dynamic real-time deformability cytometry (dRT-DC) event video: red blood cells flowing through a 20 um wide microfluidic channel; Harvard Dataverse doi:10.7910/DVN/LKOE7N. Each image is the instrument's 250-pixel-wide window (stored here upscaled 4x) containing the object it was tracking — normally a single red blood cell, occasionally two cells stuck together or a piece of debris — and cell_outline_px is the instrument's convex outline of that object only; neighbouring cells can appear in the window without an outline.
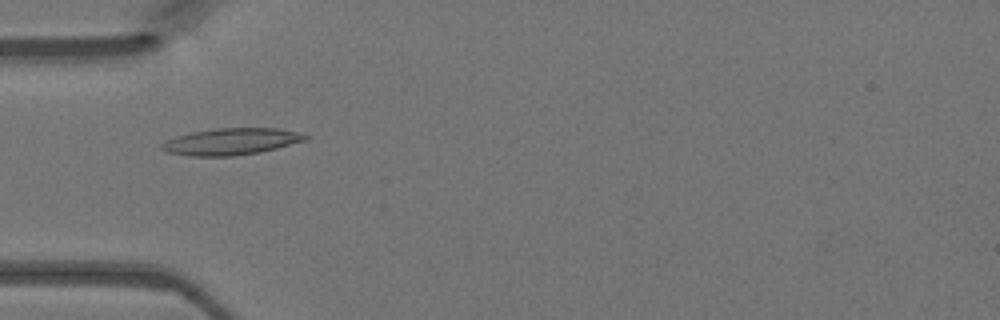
{"species": "Egyptian fruit bat (a non-hibernating species)", "species_latin": "Rousettus aegyptiacus", "temperature_condition": "warm", "stored_images_in_passage": 20, "camera_frame_rate_fps": 3000, "um_per_image_px": 0.085, "animal": {"sex": "female"}, "frame": {"image": 1, "passage_image": 15, "time_ms": 4.667, "image_size_px": [1000, 320], "cell_outline_px": [[308, 140], [260, 152], [236, 156], [192, 156], [168, 152], [160, 148], [160, 144], [176, 136], [192, 132], [216, 128], [276, 128], [300, 132], [308, 136]], "centroid_in_image_um": [19.68, 12.03], "position_along_channel_um": 65.3, "area_um2": 22.31}}
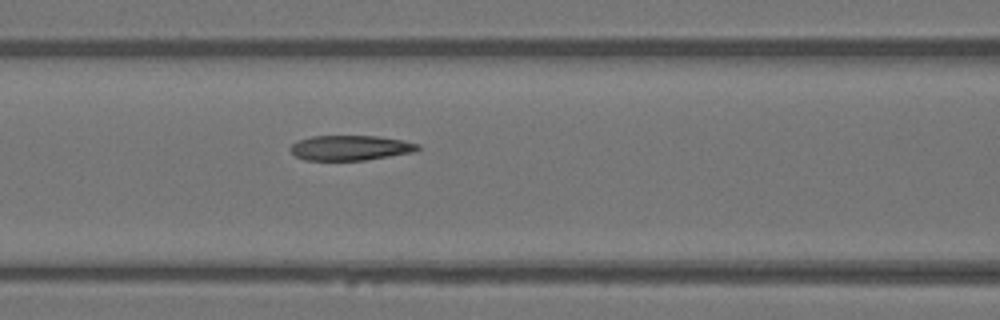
{"frame": {"image": 2, "passage_image": 20, "time_ms": 6.333, "image_size_px": [1000, 320], "cell_outline_px": [[420, 148], [412, 152], [364, 160], [304, 160], [296, 156], [292, 152], [292, 144], [300, 140], [312, 136], [376, 136], [404, 140], [420, 144]], "centroid_in_image_um": [29.81, 12.56], "position_along_channel_um": 136.8, "area_um2": 18.32}}